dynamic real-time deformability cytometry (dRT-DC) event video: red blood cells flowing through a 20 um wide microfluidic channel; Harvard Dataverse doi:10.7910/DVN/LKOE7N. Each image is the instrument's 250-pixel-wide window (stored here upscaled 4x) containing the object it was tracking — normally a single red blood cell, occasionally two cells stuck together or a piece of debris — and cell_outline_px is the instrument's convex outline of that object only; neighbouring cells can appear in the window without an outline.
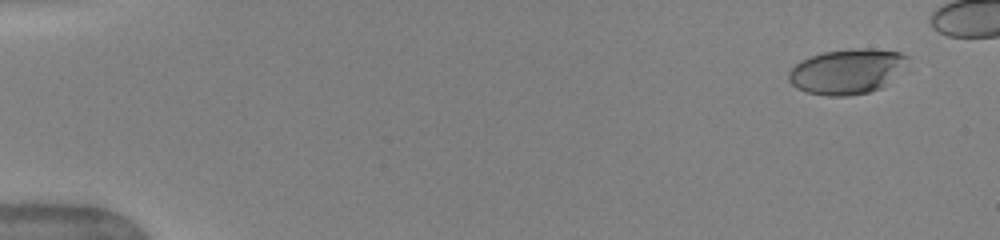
{"species": "human", "species_latin": "Homo sapiens", "temperature_condition": "warm", "stored_images_in_passage": 43, "camera_frame_rate_fps": 3000, "um_per_image_px": 0.085, "donor": {"sex": "female"}, "frame": {"image": 1, "passage_image": 1, "time_ms": 0.0, "image_size_px": [1000, 240], "cell_outline_px": [[908, 56], [904, 64], [880, 88], [868, 92], [848, 96], [828, 96], [808, 92], [796, 88], [788, 80], [788, 72], [800, 60], [824, 52], [852, 48], [872, 48], [900, 52]], "centroid_in_image_um": [71.92, 6.06], "position_along_channel_um": 13.1, "area_um2": 30.69}}
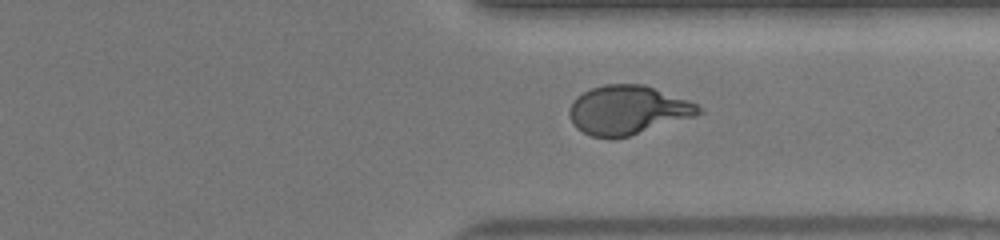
{"frame": {"image": 2, "passage_image": 37, "time_ms": 12.0, "image_size_px": [1000, 240], "cell_outline_px": [[704, 112], [696, 116], [628, 136], [592, 136], [576, 128], [572, 124], [568, 116], [568, 108], [572, 100], [576, 96], [592, 88], [604, 84], [644, 84], [688, 100], [696, 104]], "centroid_in_image_um": [53.33, 9.33], "position_along_channel_um": 358.1, "area_um2": 36.65}}